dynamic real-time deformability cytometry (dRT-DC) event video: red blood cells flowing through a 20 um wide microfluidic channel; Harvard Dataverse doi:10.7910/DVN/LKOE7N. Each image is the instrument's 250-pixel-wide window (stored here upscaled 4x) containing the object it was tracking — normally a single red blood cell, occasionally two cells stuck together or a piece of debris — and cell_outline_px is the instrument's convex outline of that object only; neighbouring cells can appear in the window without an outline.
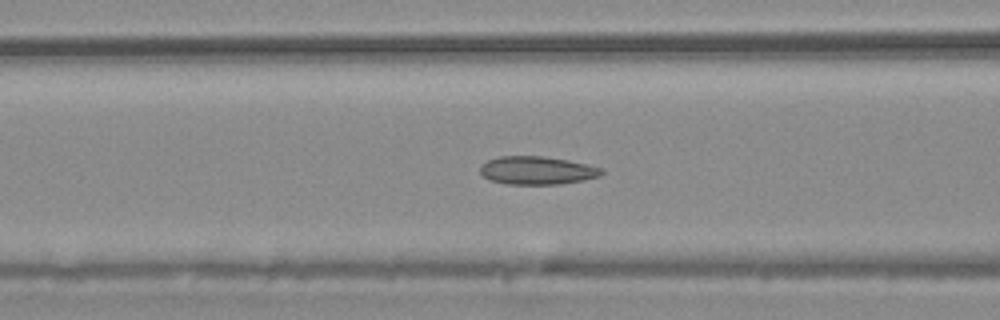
{"species": "common noctule bat (a hibernating species)", "species_latin": "Nyctalus noctula", "temperature_condition": "warm", "stored_images_in_passage": 39, "camera_frame_rate_fps": 3000, "um_per_image_px": 0.085, "animal": {"sex": "male", "body_mass_g": 20.4}, "frame": {"image": 1, "passage_image": 22, "time_ms": 7.0, "image_size_px": [1000, 320], "cell_outline_px": [[604, 172], [600, 176], [584, 180], [560, 184], [504, 184], [492, 180], [484, 176], [480, 172], [480, 164], [488, 160], [500, 156], [540, 156], [568, 160], [600, 168]], "centroid_in_image_um": [45.62, 14.49], "position_along_channel_um": 121.0, "area_um2": 19.77}}
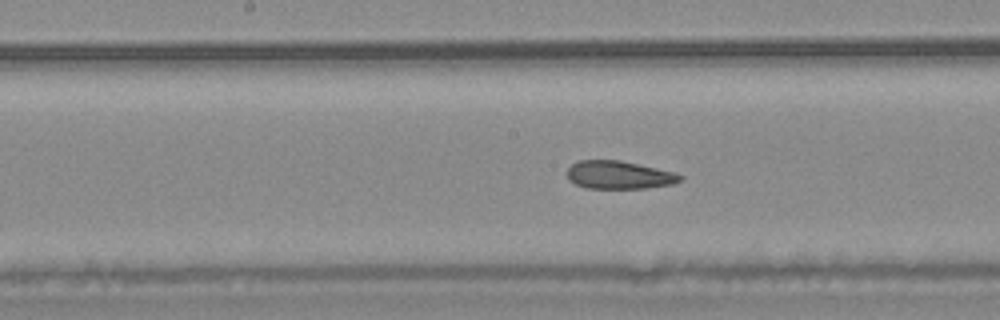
{"frame": {"image": 2, "passage_image": 28, "time_ms": 9.0, "image_size_px": [1000, 320], "cell_outline_px": [[684, 180], [672, 184], [648, 188], [584, 188], [568, 180], [568, 168], [572, 164], [580, 160], [620, 160], [656, 168], [672, 172], [684, 176]], "centroid_in_image_um": [52.62, 14.88], "position_along_channel_um": 195.6, "area_um2": 18.44}}
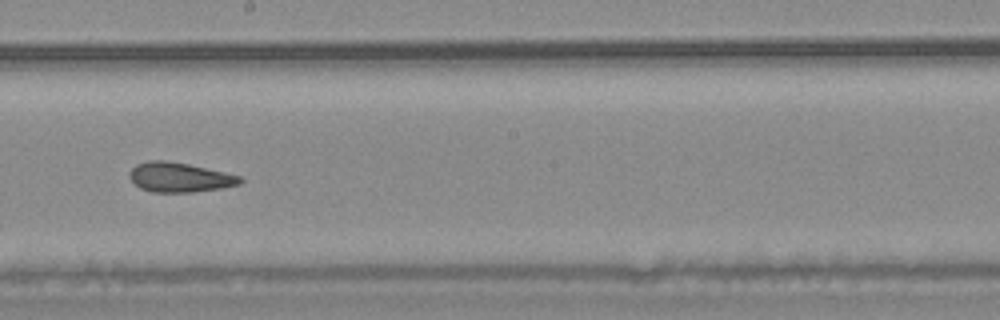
{"frame": {"image": 3, "passage_image": 31, "time_ms": 10.0, "image_size_px": [1000, 320], "cell_outline_px": [[244, 180], [240, 184], [224, 188], [192, 192], [152, 192], [140, 188], [128, 176], [128, 172], [136, 164], [148, 160], [164, 160], [188, 164], [224, 172], [240, 176]], "centroid_in_image_um": [15.26, 15.07], "position_along_channel_um": 232.9, "area_um2": 19.13}}